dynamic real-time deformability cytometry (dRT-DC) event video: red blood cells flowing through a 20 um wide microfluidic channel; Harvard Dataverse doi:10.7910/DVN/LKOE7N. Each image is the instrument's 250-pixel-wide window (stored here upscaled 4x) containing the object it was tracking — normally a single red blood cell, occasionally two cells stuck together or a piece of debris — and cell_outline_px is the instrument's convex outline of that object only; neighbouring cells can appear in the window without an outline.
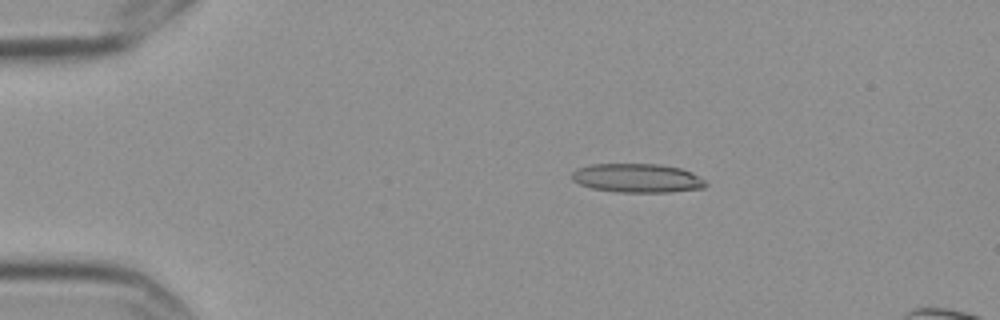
{"species": "Egyptian fruit bat (a non-hibernating species)", "species_latin": "Rousettus aegyptiacus", "temperature_condition": "cold", "stored_images_in_passage": 5, "camera_frame_rate_fps": 3000, "um_per_image_px": 0.085, "frame": {"image": 1, "passage_image": 2, "time_ms": 0.333, "image_size_px": [1000, 320], "cell_outline_px": [[708, 184], [704, 188], [668, 192], [616, 192], [592, 188], [580, 184], [572, 180], [572, 172], [580, 168], [592, 164], [660, 164], [680, 168], [692, 172], [704, 180]], "centroid_in_image_um": [54.19, 15.14], "position_along_channel_um": 30.8, "area_um2": 22.48}}
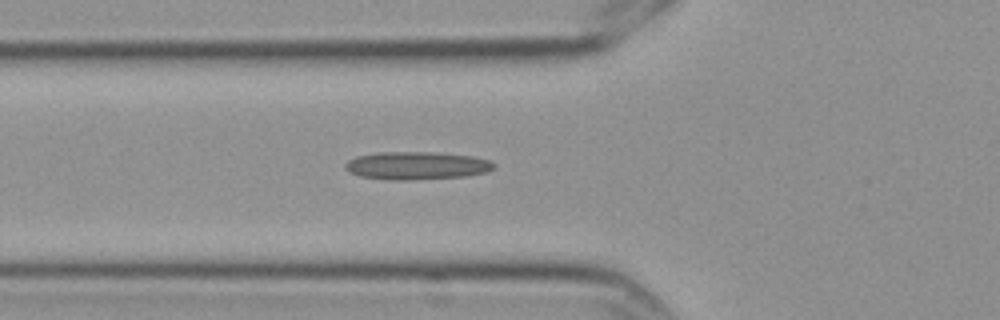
{"frame": {"image": 2, "passage_image": 5, "time_ms": 1.333, "image_size_px": [1000, 320], "cell_outline_px": [[496, 168], [484, 172], [464, 176], [416, 180], [388, 180], [360, 176], [344, 168], [344, 164], [348, 160], [356, 156], [380, 152], [436, 152], [472, 156], [488, 160], [496, 164]], "centroid_in_image_um": [35.41, 14.07], "position_along_channel_um": 90.4, "area_um2": 24.22}}